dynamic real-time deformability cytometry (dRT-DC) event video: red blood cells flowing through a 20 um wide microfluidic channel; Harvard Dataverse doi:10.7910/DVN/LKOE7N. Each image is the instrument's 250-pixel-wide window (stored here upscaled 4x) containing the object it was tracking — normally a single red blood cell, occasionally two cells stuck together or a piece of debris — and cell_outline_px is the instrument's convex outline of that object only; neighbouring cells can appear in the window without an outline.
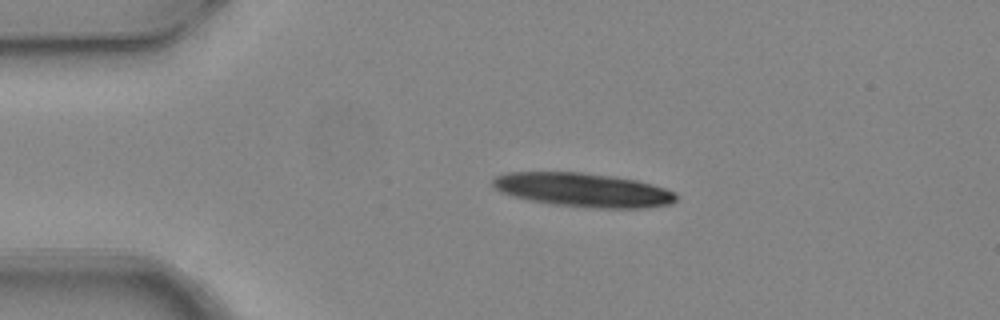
{"species": "common noctule bat (a hibernating species)", "species_latin": "Nyctalus noctula", "temperature_condition": "warm", "stored_images_in_passage": 5, "camera_frame_rate_fps": 3000, "um_per_image_px": 0.085, "animal": {"sex": "female", "body_mass_g": 24.6, "forearm_length_mm": 56.2}, "frame": {"image": 1, "passage_image": 2, "time_ms": 0.333, "image_size_px": [1000, 320], "cell_outline_px": [[676, 200], [672, 204], [644, 208], [592, 208], [552, 204], [528, 200], [512, 196], [500, 192], [492, 184], [492, 180], [496, 176], [508, 172], [584, 172], [616, 176], [636, 180], [652, 184], [676, 192]], "centroid_in_image_um": [49.57, 16.14], "position_along_channel_um": 35.4, "area_um2": 36.53}}
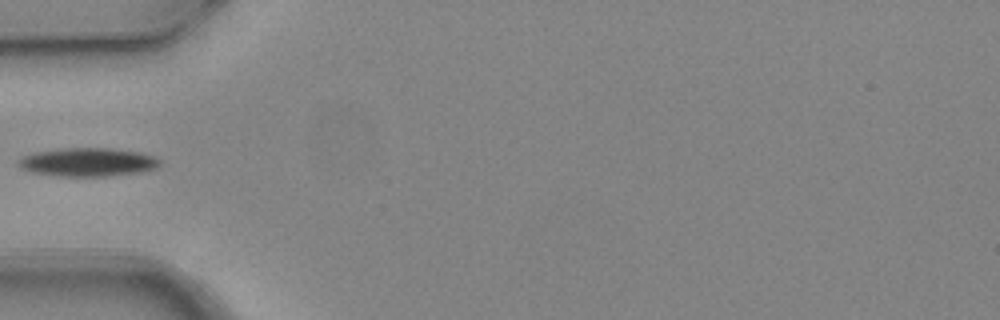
{"frame": {"image": 2, "passage_image": 4, "time_ms": 1.0, "image_size_px": [1000, 320], "cell_outline_px": [[160, 164], [156, 168], [140, 172], [108, 176], [56, 176], [32, 172], [24, 168], [20, 164], [20, 156], [32, 152], [64, 148], [112, 148], [140, 152], [152, 156], [160, 160]], "centroid_in_image_um": [7.47, 13.77], "position_along_channel_um": 77.5, "area_um2": 23.41}}
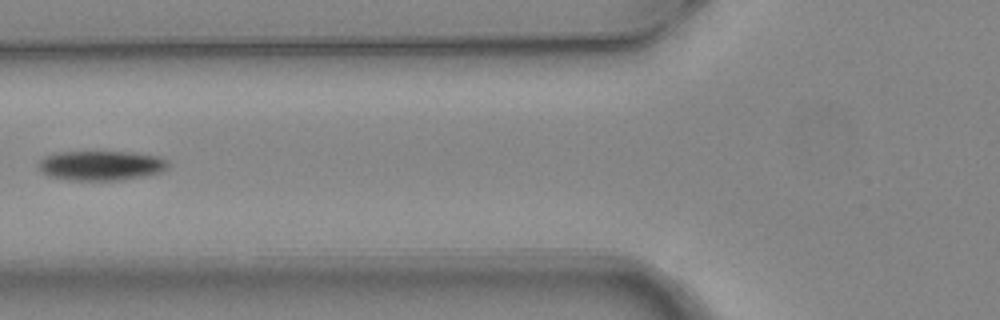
{"frame": {"image": 3, "passage_image": 5, "time_ms": 1.333, "image_size_px": [1000, 320], "cell_outline_px": [[168, 168], [160, 172], [144, 176], [116, 180], [68, 180], [48, 176], [40, 172], [36, 168], [36, 164], [44, 156], [56, 152], [132, 152], [160, 156], [168, 160]], "centroid_in_image_um": [8.54, 14.06], "position_along_channel_um": 117.3, "area_um2": 22.72}}